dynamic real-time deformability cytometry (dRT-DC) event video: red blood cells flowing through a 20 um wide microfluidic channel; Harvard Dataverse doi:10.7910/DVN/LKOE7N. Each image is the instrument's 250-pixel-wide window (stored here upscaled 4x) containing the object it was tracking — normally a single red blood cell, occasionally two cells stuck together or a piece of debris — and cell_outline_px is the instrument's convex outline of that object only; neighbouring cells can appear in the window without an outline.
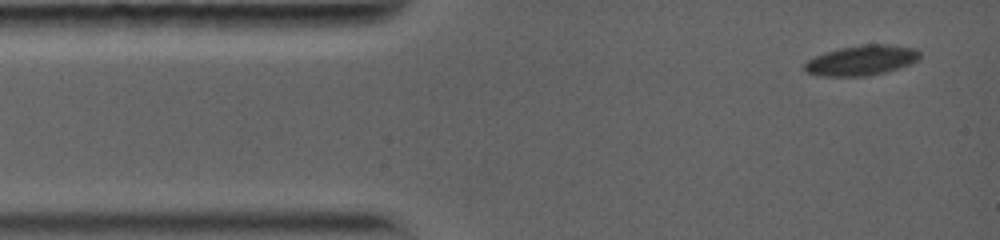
{"species": "common noctule bat (a hibernating species)", "species_latin": "Nyctalus noctula", "temperature_condition": "warm", "stored_images_in_passage": 6, "camera_frame_rate_fps": 5000, "um_per_image_px": 0.085, "animal": {"sex": "female", "body_mass_g": 19.0, "forearm_length_mm": 56.7}, "frame": {"image": 1, "passage_image": 1, "time_ms": 0.0, "image_size_px": [1000, 240], "cell_outline_px": [[920, 60], [884, 72], [864, 76], [820, 76], [808, 72], [804, 68], [804, 64], [808, 60], [824, 52], [840, 48], [860, 44], [888, 44], [916, 48], [920, 52]], "centroid_in_image_um": [73.24, 5.11], "position_along_channel_um": 11.8, "area_um2": 20.11}}
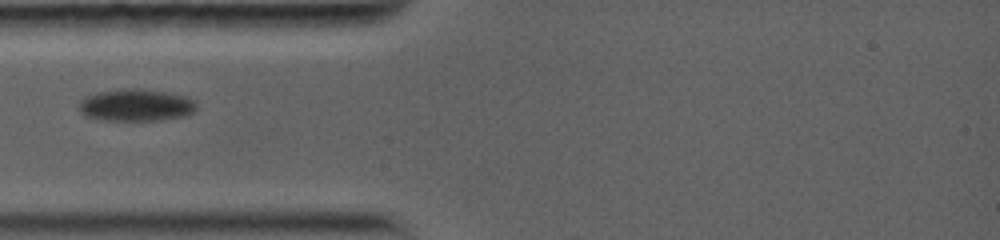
{"frame": {"image": 2, "passage_image": 4, "time_ms": 3.4, "image_size_px": [1000, 240], "cell_outline_px": [[196, 108], [192, 112], [184, 116], [160, 120], [100, 120], [84, 116], [80, 112], [80, 100], [96, 92], [120, 88], [132, 88], [164, 92], [184, 96], [192, 100], [196, 104]], "centroid_in_image_um": [11.51, 8.94], "position_along_channel_um": 73.5, "area_um2": 21.85}}
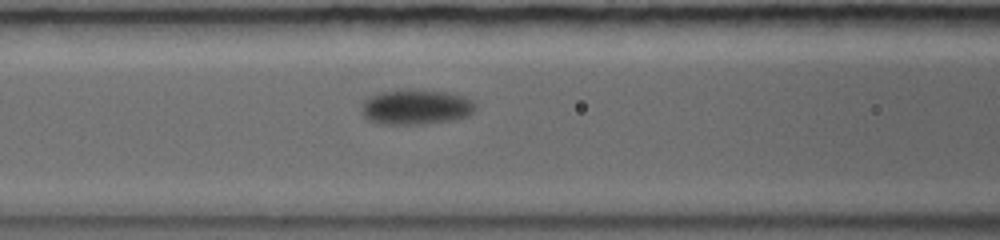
{"frame": {"image": 3, "passage_image": 6, "time_ms": 5.0, "image_size_px": [1000, 240], "cell_outline_px": [[476, 108], [468, 116], [452, 120], [424, 124], [380, 124], [368, 120], [364, 116], [364, 100], [368, 96], [380, 92], [400, 88], [412, 88], [444, 92], [464, 96], [472, 100], [476, 104]], "centroid_in_image_um": [35.36, 9.08], "position_along_channel_um": 131.2, "area_um2": 23.58}}